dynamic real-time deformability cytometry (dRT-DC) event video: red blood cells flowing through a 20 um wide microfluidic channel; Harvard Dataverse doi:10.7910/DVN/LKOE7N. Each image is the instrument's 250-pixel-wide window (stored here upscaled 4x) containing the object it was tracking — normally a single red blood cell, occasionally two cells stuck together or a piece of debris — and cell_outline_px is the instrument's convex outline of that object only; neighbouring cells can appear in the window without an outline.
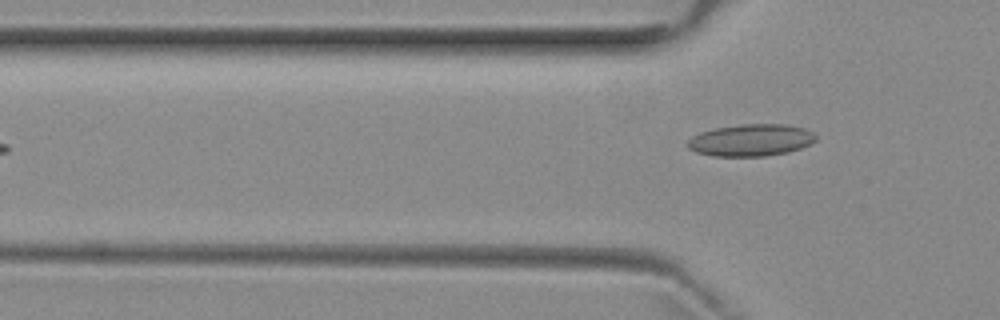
{"species": "common noctule bat (a hibernating species)", "species_latin": "Nyctalus noctula", "temperature_condition": "room temperature", "stored_images_in_passage": 2, "camera_frame_rate_fps": 3000, "um_per_image_px": 0.085, "animal": {"sex": "female", "body_mass_g": 29.2, "forearm_length_mm": 56.3}, "frame": {"image": 1, "passage_image": 2, "time_ms": 1.333, "image_size_px": [1000, 320], "cell_outline_px": [[816, 140], [800, 148], [788, 152], [764, 156], [712, 156], [696, 152], [688, 148], [688, 140], [692, 136], [700, 132], [716, 128], [740, 124], [784, 124], [804, 128], [812, 132], [816, 136]], "centroid_in_image_um": [63.81, 11.91], "position_along_channel_um": 62.0, "area_um2": 23.81}}